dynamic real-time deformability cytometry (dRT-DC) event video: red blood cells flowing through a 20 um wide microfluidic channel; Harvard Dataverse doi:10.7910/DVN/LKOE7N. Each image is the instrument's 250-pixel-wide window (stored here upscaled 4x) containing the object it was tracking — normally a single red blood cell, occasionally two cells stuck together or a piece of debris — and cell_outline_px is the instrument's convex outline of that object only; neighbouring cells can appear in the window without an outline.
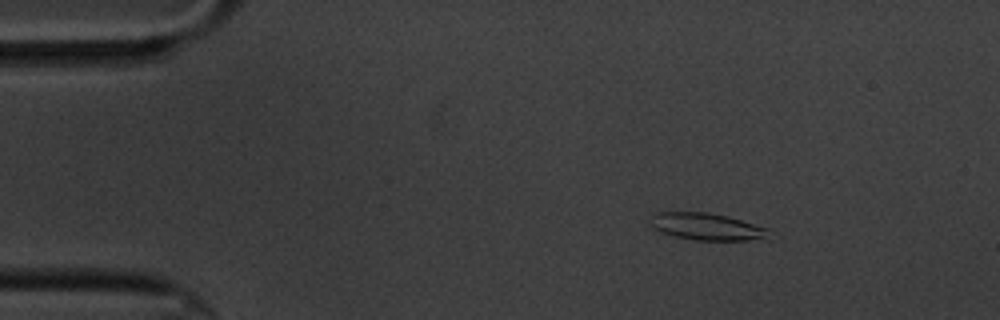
{"species": "common noctule bat (a hibernating species)", "species_latin": "Nyctalus noctula", "temperature_condition": "cold", "stored_images_in_passage": 5, "camera_frame_rate_fps": 3000, "um_per_image_px": 0.085, "animal": {"sex": "male", "body_mass_g": 20.1, "forearm_length_mm": 53.5}, "frame": {"image": 1, "passage_image": 3, "time_ms": 2.333, "image_size_px": [1000, 320], "cell_outline_px": [[780, 236], [772, 240], [696, 240], [676, 236], [660, 232], [652, 228], [652, 216], [656, 212], [708, 212], [728, 216], [768, 228]], "centroid_in_image_um": [60.28, 19.29], "position_along_channel_um": 24.7, "area_um2": 19.25}}